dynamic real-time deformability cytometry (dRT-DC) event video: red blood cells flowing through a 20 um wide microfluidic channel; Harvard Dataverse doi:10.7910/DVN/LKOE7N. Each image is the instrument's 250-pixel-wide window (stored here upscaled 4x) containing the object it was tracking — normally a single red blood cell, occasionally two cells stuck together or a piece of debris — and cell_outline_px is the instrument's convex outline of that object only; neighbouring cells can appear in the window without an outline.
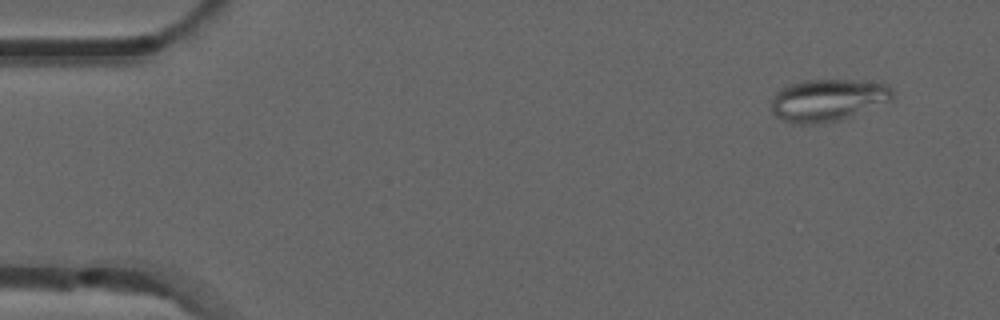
{"species": "common noctule bat (a hibernating species)", "species_latin": "Nyctalus noctula", "temperature_condition": "room temperature", "stored_images_in_passage": 5, "camera_frame_rate_fps": 3000, "um_per_image_px": 0.085, "animal": {"sex": "male", "forearm_length_mm": 52.5}, "frame": {"image": 1, "passage_image": 2, "time_ms": 0.333, "image_size_px": [1000, 320], "cell_outline_px": [[892, 100], [840, 120], [812, 124], [792, 124], [776, 116], [772, 112], [772, 100], [776, 92], [780, 88], [788, 84], [804, 80], [852, 80], [884, 84], [892, 88]], "centroid_in_image_um": [70.31, 8.51], "position_along_channel_um": 14.7, "area_um2": 29.59}}
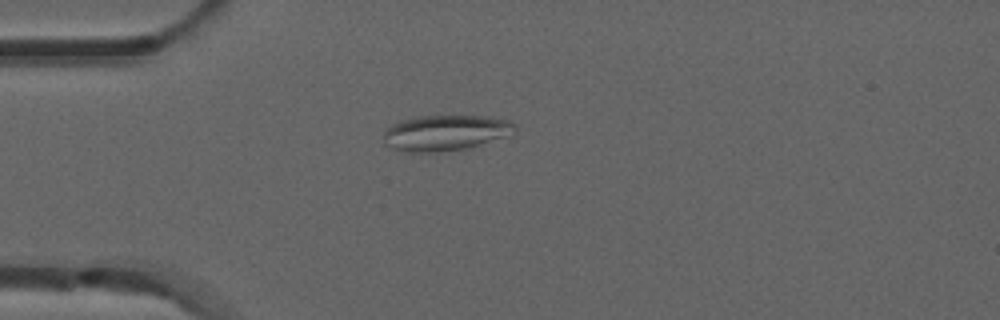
{"frame": {"image": 2, "passage_image": 4, "time_ms": 1.0, "image_size_px": [1000, 320], "cell_outline_px": [[516, 132], [512, 136], [468, 148], [436, 152], [408, 152], [388, 148], [384, 144], [384, 132], [392, 124], [400, 120], [416, 116], [488, 116], [508, 120], [516, 124]], "centroid_in_image_um": [37.9, 11.29], "position_along_channel_um": 47.1, "area_um2": 27.8}}